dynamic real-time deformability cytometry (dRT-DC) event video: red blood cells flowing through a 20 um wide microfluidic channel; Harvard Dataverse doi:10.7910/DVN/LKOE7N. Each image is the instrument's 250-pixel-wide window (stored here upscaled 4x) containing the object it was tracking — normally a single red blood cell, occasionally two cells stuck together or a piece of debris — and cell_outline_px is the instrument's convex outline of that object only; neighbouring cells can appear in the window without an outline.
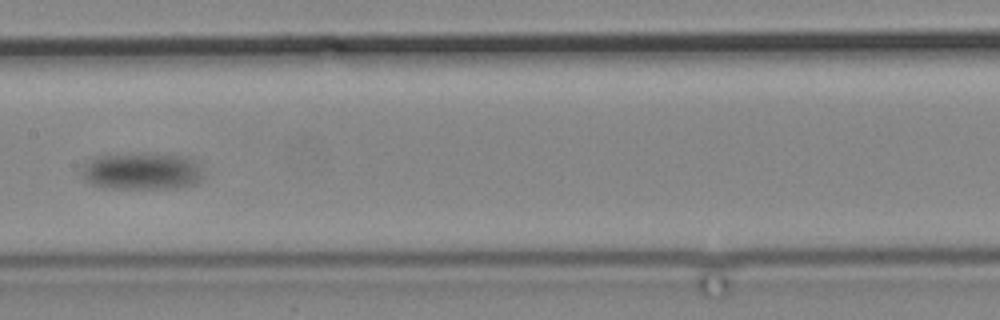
{"species": "common noctule bat (a hibernating species)", "species_latin": "Nyctalus noctula", "temperature_condition": "cold", "stored_images_in_passage": 18, "camera_frame_rate_fps": 3000, "um_per_image_px": 0.085, "animal": {"sex": "male", "body_mass_g": 19.2, "forearm_length_mm": 51.8}, "frame": {"image": 1, "passage_image": 16, "time_ms": 19.0, "image_size_px": [1000, 320], "cell_outline_px": [[204, 180], [196, 184], [180, 188], [104, 188], [92, 184], [84, 180], [80, 176], [80, 168], [92, 156], [140, 152], [148, 152], [188, 156], [204, 172]], "centroid_in_image_um": [12.04, 14.53], "position_along_channel_um": 195.4, "area_um2": 27.34}}
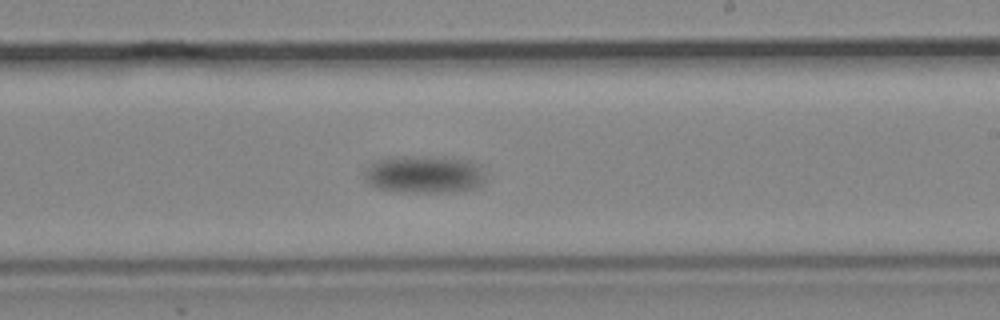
{"frame": {"image": 2, "passage_image": 18, "time_ms": 21.333, "image_size_px": [1000, 320], "cell_outline_px": [[484, 184], [480, 188], [456, 192], [396, 192], [376, 188], [368, 184], [364, 180], [364, 172], [368, 164], [376, 160], [388, 156], [444, 156], [468, 160], [480, 164], [484, 176]], "centroid_in_image_um": [36.05, 14.81], "position_along_channel_um": 252.9, "area_um2": 27.63}}